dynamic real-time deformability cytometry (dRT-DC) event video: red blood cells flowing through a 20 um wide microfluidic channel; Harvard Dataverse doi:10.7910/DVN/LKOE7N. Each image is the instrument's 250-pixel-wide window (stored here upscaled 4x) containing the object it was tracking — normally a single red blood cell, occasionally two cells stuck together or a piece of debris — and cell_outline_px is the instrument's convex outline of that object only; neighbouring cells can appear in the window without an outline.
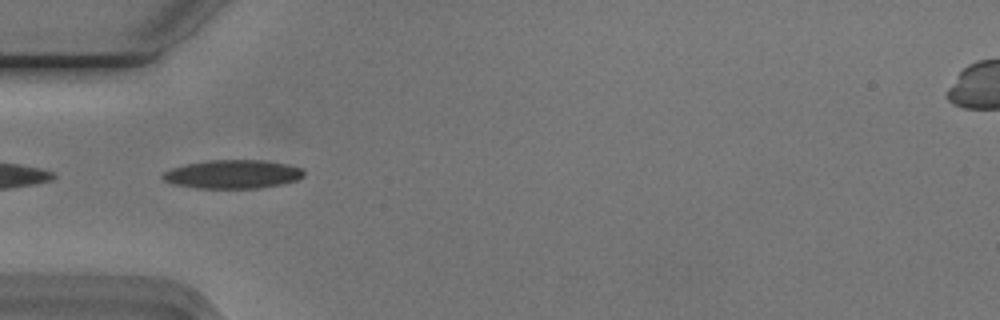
{"species": "Egyptian fruit bat (a non-hibernating species)", "species_latin": "Rousettus aegyptiacus", "temperature_condition": "cold", "stored_images_in_passage": 38, "camera_frame_rate_fps": 3000, "um_per_image_px": 0.085, "animal": {"sex": "male"}, "frame": {"image": 1, "passage_image": 1, "time_ms": 0.0, "image_size_px": [1000, 320], "cell_outline_px": [[304, 176], [296, 180], [280, 184], [260, 188], [196, 188], [172, 184], [164, 180], [160, 176], [164, 172], [172, 168], [184, 164], [208, 160], [264, 160], [284, 164], [300, 168], [304, 172]], "centroid_in_image_um": [19.73, 14.81], "position_along_channel_um": 65.3, "area_um2": 23.47}}
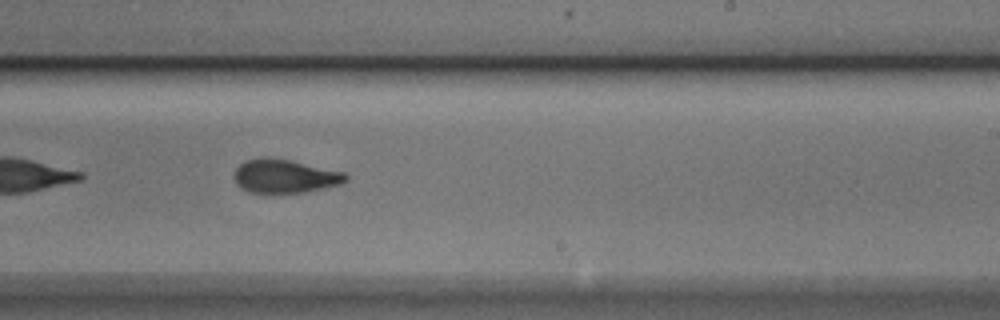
{"frame": {"image": 2, "passage_image": 17, "time_ms": 5.333, "image_size_px": [1000, 320], "cell_outline_px": [[348, 180], [344, 184], [328, 188], [304, 192], [248, 192], [240, 188], [236, 184], [236, 168], [244, 160], [288, 160], [344, 172], [348, 176]], "centroid_in_image_um": [24.29, 15.02], "position_along_channel_um": 264.7, "area_um2": 21.21}}
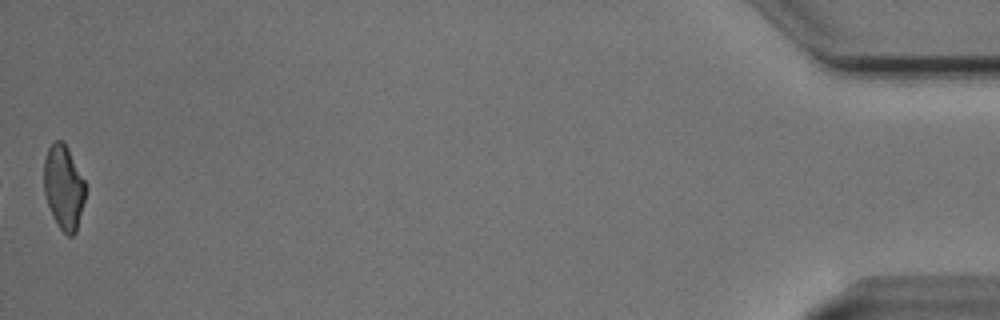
{"frame": {"image": 3, "passage_image": 38, "time_ms": 12.333, "image_size_px": [1000, 320], "cell_outline_px": [[84, 200], [76, 232], [72, 236], [68, 236], [56, 224], [52, 216], [44, 192], [44, 160], [48, 148], [56, 140], [60, 140], [68, 148], [84, 180]], "centroid_in_image_um": [5.39, 15.93], "position_along_channel_um": 429.8, "area_um2": 20.06}, "authors_computed_cell_mechanics": {"area_um2": 21.9351, "velocity_mm_per_s": 3.7585, "shape_relaxation_time_tau1_ms": 3.2459, "shape_relaxation_time_tau2_ms": 1.8954, "deformation_change_tau1": 0.1408, "deformation_change_tau2": 0.0692}}